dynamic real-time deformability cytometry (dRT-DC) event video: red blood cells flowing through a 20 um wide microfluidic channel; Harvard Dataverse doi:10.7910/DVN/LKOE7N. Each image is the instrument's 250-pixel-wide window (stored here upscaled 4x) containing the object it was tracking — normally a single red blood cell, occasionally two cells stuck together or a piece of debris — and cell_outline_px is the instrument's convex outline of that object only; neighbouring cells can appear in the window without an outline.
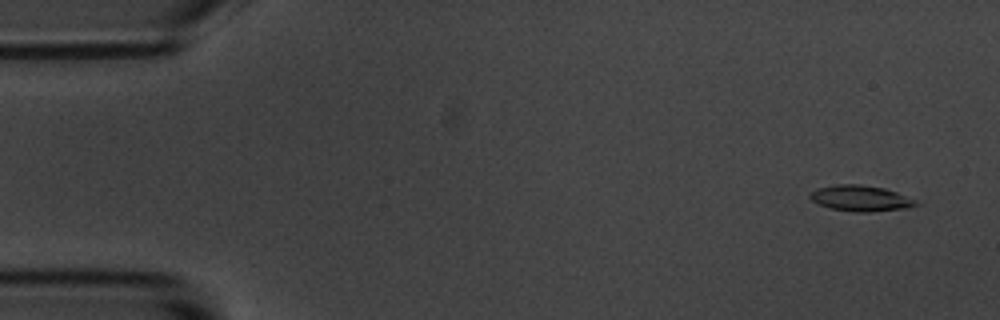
{"species": "common noctule bat (a hibernating species)", "species_latin": "Nyctalus noctula", "temperature_condition": "room temperature", "stored_images_in_passage": 6, "camera_frame_rate_fps": 3000, "um_per_image_px": 0.085, "animal": {"sex": "male", "body_mass_g": 20.1, "forearm_length_mm": 53.5}, "frame": {"image": 1, "passage_image": 1, "time_ms": 0.0, "image_size_px": [1000, 320], "cell_outline_px": [[920, 204], [908, 208], [868, 212], [856, 212], [832, 208], [820, 204], [812, 200], [808, 196], [816, 188], [836, 184], [860, 184], [884, 188], [896, 192], [916, 200]], "centroid_in_image_um": [73.17, 16.85], "position_along_channel_um": 11.8, "area_um2": 15.84}}
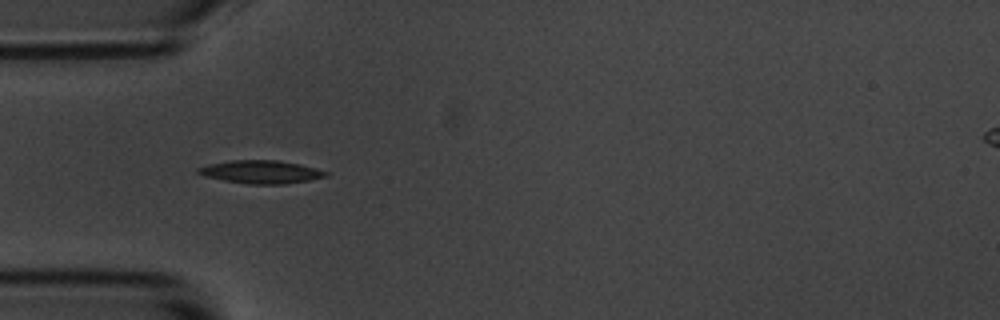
{"frame": {"image": 2, "passage_image": 5, "time_ms": 4.667, "image_size_px": [1000, 320], "cell_outline_px": [[328, 176], [308, 180], [284, 184], [248, 184], [224, 180], [204, 176], [196, 172], [196, 168], [208, 164], [228, 160], [276, 160], [300, 164], [316, 168], [328, 172]], "centroid_in_image_um": [22.15, 14.6], "position_along_channel_um": 62.8, "area_um2": 17.17}}